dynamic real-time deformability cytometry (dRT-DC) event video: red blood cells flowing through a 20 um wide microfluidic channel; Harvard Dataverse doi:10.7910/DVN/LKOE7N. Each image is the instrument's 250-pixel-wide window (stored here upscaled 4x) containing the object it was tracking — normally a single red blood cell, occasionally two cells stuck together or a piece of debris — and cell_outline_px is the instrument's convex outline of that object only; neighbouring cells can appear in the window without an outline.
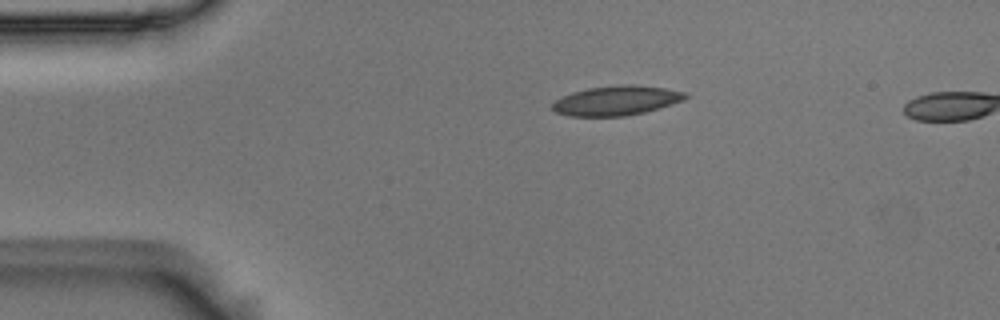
{"species": "Egyptian fruit bat (a non-hibernating species)", "species_latin": "Rousettus aegyptiacus", "temperature_condition": "room temperature", "stored_images_in_passage": 2, "camera_frame_rate_fps": 3000, "um_per_image_px": 0.085, "animal": {"sex": "male"}, "frame": {"image": 1, "passage_image": 1, "time_ms": 0.0, "image_size_px": [1000, 320], "cell_outline_px": [[688, 96], [684, 100], [660, 108], [644, 112], [624, 116], [568, 116], [556, 112], [552, 108], [552, 104], [556, 100], [572, 92], [588, 88], [624, 84], [632, 84], [664, 88], [688, 92]], "centroid_in_image_um": [52.42, 8.54], "position_along_channel_um": 32.6, "area_um2": 22.89}}